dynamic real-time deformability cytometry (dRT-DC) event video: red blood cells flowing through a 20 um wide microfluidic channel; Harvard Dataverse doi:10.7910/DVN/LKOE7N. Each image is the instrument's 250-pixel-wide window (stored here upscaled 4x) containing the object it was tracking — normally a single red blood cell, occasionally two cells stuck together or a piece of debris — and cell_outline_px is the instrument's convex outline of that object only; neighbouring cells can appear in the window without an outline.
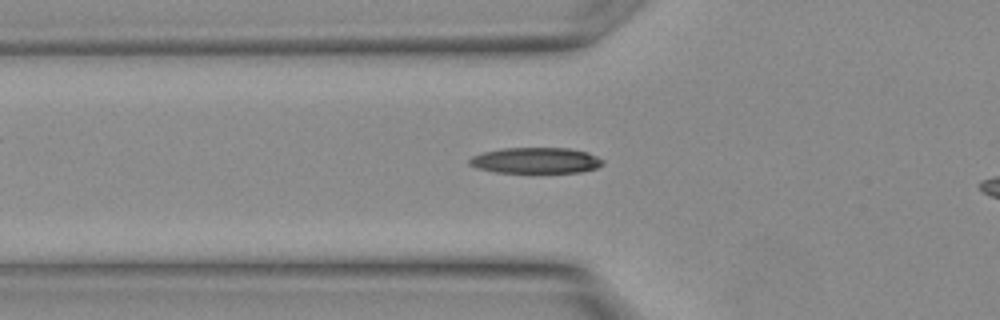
{"species": "Egyptian fruit bat (a non-hibernating species)", "species_latin": "Rousettus aegyptiacus", "temperature_condition": "warm", "stored_images_in_passage": 10, "camera_frame_rate_fps": 3000, "um_per_image_px": 0.085, "animal": {"sex": "female"}, "frame": {"image": 1, "passage_image": 2, "time_ms": 0.333, "image_size_px": [1000, 320], "cell_outline_px": [[604, 164], [596, 168], [580, 172], [496, 172], [476, 168], [468, 164], [468, 160], [472, 156], [484, 152], [504, 148], [568, 148], [588, 152], [604, 160]], "centroid_in_image_um": [45.54, 13.63], "position_along_channel_um": 80.3, "area_um2": 20.06}}
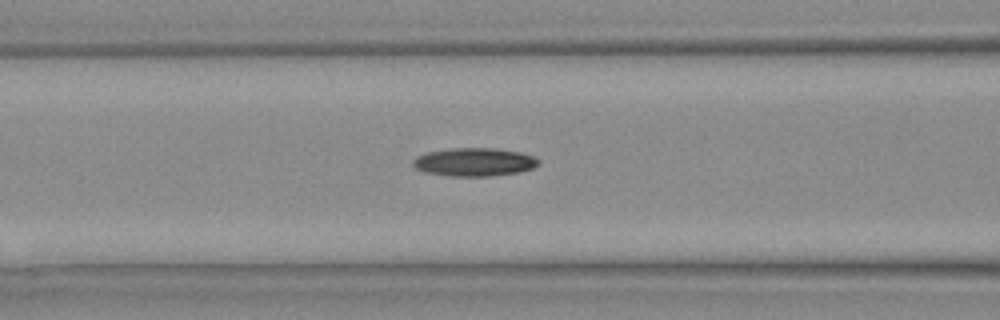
{"frame": {"image": 2, "passage_image": 4, "time_ms": 1.0, "image_size_px": [1000, 320], "cell_outline_px": [[540, 164], [532, 168], [520, 172], [492, 176], [448, 176], [424, 172], [416, 168], [412, 164], [412, 160], [416, 156], [428, 152], [452, 148], [496, 148], [520, 152], [532, 156], [540, 160]], "centroid_in_image_um": [40.31, 13.77], "position_along_channel_um": 126.3, "area_um2": 20.81}}